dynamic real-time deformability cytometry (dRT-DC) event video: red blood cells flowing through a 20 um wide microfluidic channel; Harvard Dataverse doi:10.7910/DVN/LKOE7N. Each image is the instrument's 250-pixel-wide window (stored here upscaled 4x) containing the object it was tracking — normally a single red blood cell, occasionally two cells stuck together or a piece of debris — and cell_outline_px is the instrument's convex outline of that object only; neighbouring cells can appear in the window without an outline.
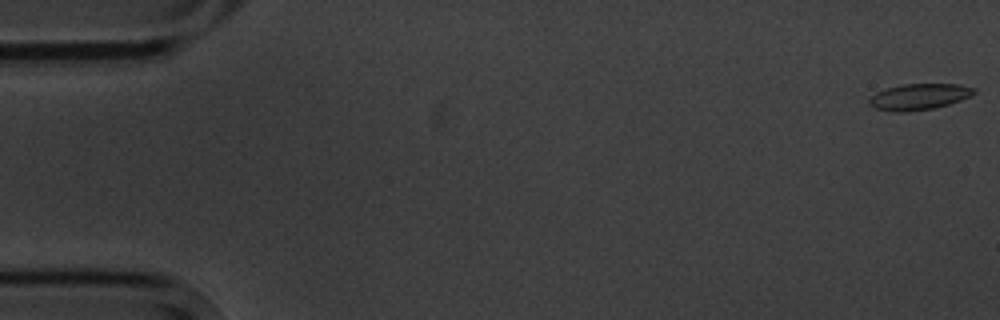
{"species": "common noctule bat (a hibernating species)", "species_latin": "Nyctalus noctula", "temperature_condition": "cold", "stored_images_in_passage": 4, "camera_frame_rate_fps": 3000, "um_per_image_px": 0.085, "animal": {"sex": "male", "body_mass_g": 20.1, "forearm_length_mm": 53.5}, "frame": {"image": 1, "passage_image": 1, "time_ms": 0.0, "image_size_px": [1000, 320], "cell_outline_px": [[976, 92], [960, 100], [948, 104], [932, 108], [904, 112], [896, 112], [876, 108], [868, 104], [868, 100], [876, 92], [884, 88], [900, 84], [960, 84], [976, 88]], "centroid_in_image_um": [78.09, 8.2], "position_along_channel_um": 6.9, "area_um2": 15.9}}